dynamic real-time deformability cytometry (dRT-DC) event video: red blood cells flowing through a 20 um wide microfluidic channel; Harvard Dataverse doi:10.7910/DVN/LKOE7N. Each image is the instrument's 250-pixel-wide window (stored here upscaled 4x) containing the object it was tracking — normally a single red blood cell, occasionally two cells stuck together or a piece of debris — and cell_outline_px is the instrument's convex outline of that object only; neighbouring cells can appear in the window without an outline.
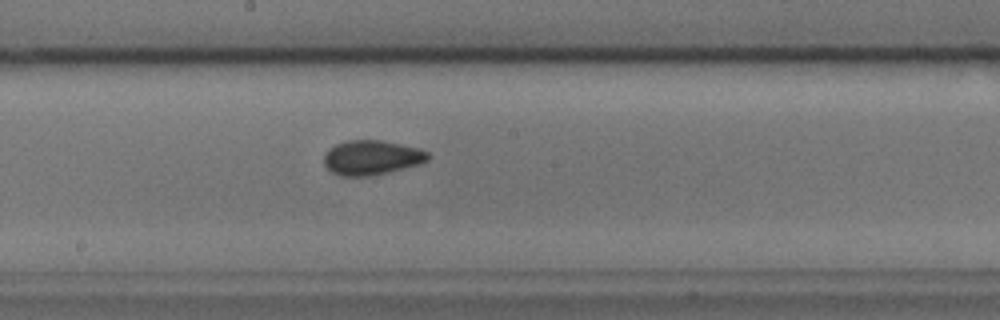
{"species": "common noctule bat (a hibernating species)", "species_latin": "Nyctalus noctula", "temperature_condition": "cold", "stored_images_in_passage": 32, "camera_frame_rate_fps": 3000, "um_per_image_px": 0.085, "animal": {"sex": "male", "body_mass_g": 17.9, "forearm_length_mm": 54.2}, "frame": {"image": 1, "passage_image": 18, "time_ms": 5.667, "image_size_px": [1000, 320], "cell_outline_px": [[432, 156], [428, 160], [420, 164], [372, 176], [340, 176], [332, 172], [324, 164], [324, 156], [328, 148], [336, 144], [348, 140], [380, 140], [420, 148], [428, 152]], "centroid_in_image_um": [31.61, 13.39], "position_along_channel_um": 216.6, "area_um2": 21.1}, "authors_computed_cell_mechanics": {"area_um2": 20.6635, "velocity_mm_per_s": 3.7724, "shape_relaxation_time_tau1_ms": 7.5796, "shape_relaxation_time_tau2_ms": 1.3561, "deformation_change_tau1": 0.0743, "deformation_change_tau2": 0.0533}}